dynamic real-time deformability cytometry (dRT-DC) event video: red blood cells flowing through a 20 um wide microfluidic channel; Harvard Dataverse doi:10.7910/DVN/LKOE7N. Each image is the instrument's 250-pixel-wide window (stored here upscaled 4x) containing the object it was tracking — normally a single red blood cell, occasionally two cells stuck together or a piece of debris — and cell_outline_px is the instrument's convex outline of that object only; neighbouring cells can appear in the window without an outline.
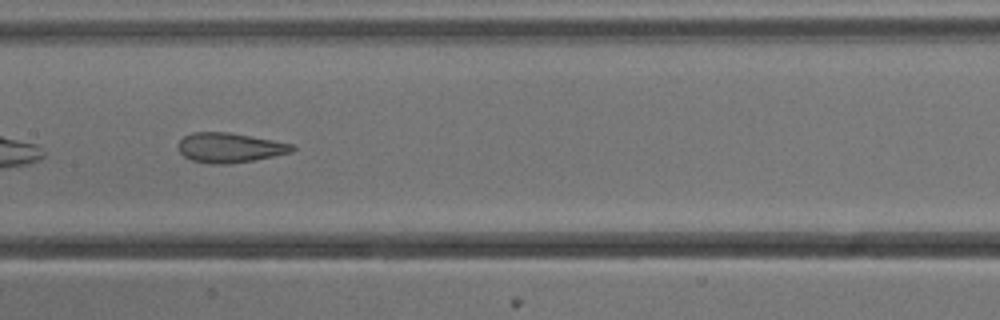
{"species": "common noctule bat (a hibernating species)", "species_latin": "Nyctalus noctula", "temperature_condition": "cold", "stored_images_in_passage": 35, "camera_frame_rate_fps": 3000, "um_per_image_px": 0.085, "animal": {"sex": "male", "body_mass_g": 13.3}, "frame": {"image": 1, "passage_image": 11, "time_ms": 3.333, "image_size_px": [1000, 320], "cell_outline_px": [[296, 148], [292, 152], [252, 160], [228, 164], [208, 164], [192, 160], [184, 156], [180, 152], [180, 140], [184, 136], [192, 132], [228, 132], [272, 140], [292, 144]], "centroid_in_image_um": [19.51, 12.55], "position_along_channel_um": 187.9, "area_um2": 19.48}, "authors_computed_cell_mechanics": {"area_um2": 20.808, "velocity_mm_per_s": 3.8218, "shape_relaxation_time_tau1_ms": null, "shape_relaxation_time_tau2_ms": 1.4464, "deformation_change_tau1": null, "deformation_change_tau2": 0.1012}}